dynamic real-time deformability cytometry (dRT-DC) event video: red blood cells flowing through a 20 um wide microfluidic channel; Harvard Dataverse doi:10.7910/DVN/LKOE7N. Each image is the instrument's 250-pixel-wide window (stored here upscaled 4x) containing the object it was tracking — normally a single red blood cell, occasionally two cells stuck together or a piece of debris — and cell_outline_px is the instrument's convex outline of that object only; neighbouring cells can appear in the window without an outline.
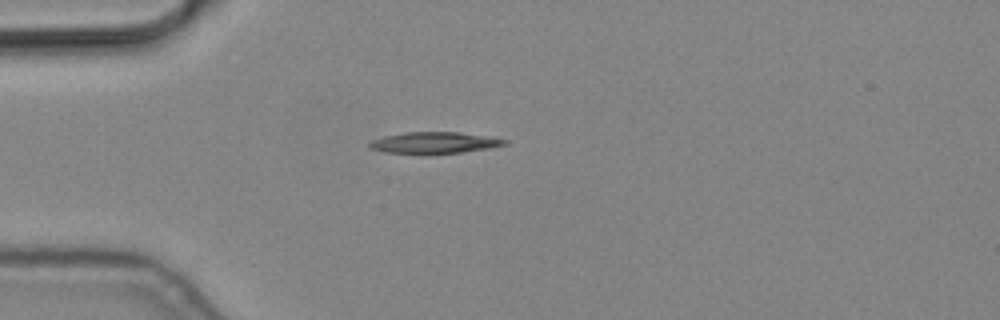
{"species": "common noctule bat (a hibernating species)", "species_latin": "Nyctalus noctula", "temperature_condition": "cold", "stored_images_in_passage": 9, "camera_frame_rate_fps": 3000, "um_per_image_px": 0.085, "animal": {"sex": "male", "body_mass_g": 19.2, "forearm_length_mm": 51.8}, "frame": {"image": 1, "passage_image": 1, "time_ms": 0.0, "image_size_px": [1000, 320], "cell_outline_px": [[508, 144], [488, 148], [464, 152], [384, 152], [368, 148], [368, 144], [372, 140], [384, 136], [404, 132], [460, 132], [488, 136], [508, 140]], "centroid_in_image_um": [36.93, 12.1], "position_along_channel_um": 48.1, "area_um2": 16.42}}
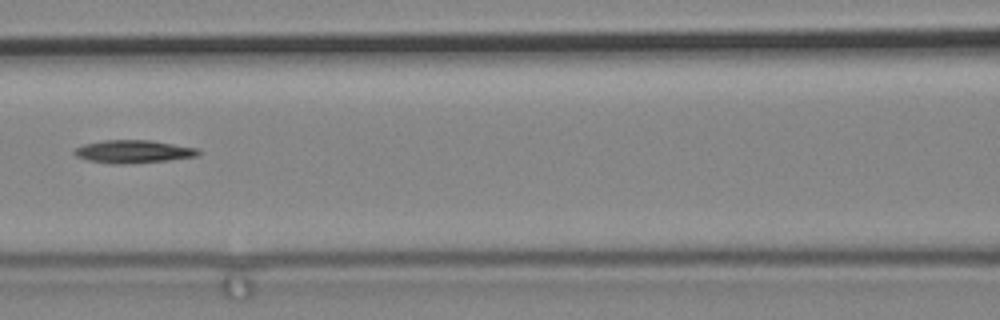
{"frame": {"image": 2, "passage_image": 4, "time_ms": 1.0, "image_size_px": [1000, 320], "cell_outline_px": [[200, 152], [196, 156], [168, 160], [120, 164], [112, 164], [88, 160], [76, 156], [72, 152], [76, 148], [84, 144], [104, 140], [152, 140], [196, 148]], "centroid_in_image_um": [11.29, 12.88], "position_along_channel_um": 155.3, "area_um2": 16.36}}
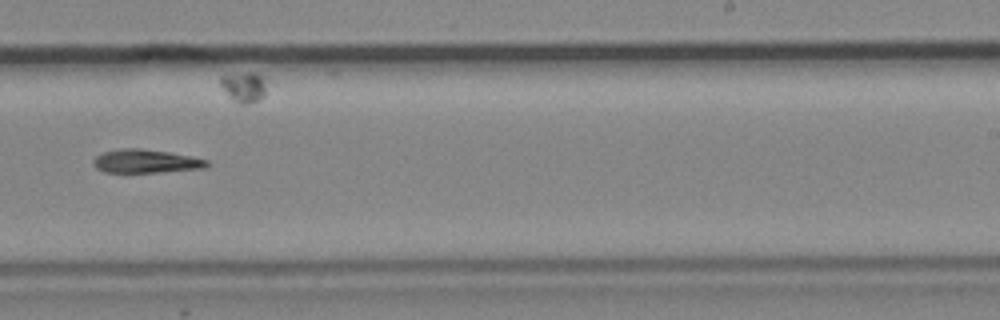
{"frame": {"image": 3, "passage_image": 7, "time_ms": 2.0, "image_size_px": [1000, 320], "cell_outline_px": [[208, 164], [204, 168], [156, 172], [104, 172], [96, 168], [92, 164], [92, 160], [96, 156], [104, 152], [124, 148], [140, 148], [168, 152], [208, 160]], "centroid_in_image_um": [12.34, 13.7], "position_along_channel_um": 276.7, "area_um2": 15.32}}